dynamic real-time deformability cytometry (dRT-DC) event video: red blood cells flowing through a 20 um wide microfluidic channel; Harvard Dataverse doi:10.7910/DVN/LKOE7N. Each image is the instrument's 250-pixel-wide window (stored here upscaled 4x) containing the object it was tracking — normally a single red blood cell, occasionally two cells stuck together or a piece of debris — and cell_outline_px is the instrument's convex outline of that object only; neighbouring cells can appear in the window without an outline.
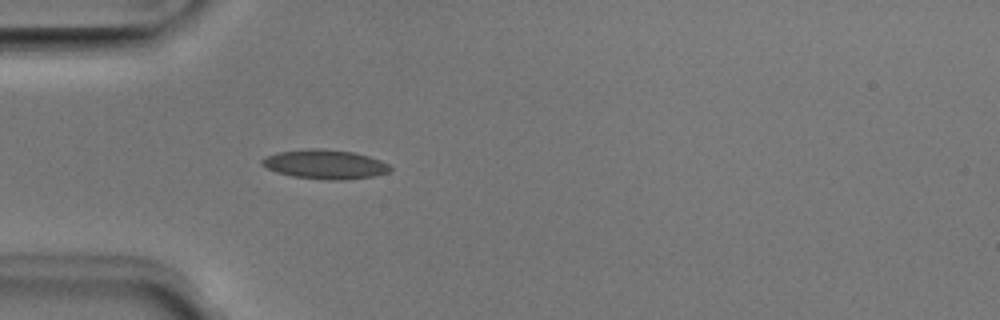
{"species": "Egyptian fruit bat (a non-hibernating species)", "species_latin": "Rousettus aegyptiacus", "temperature_condition": "room temperature", "stored_images_in_passage": 26, "camera_frame_rate_fps": 3000, "um_per_image_px": 0.085, "animal": {"sex": "male"}, "frame": {"image": 1, "passage_image": 1, "time_ms": 0.0, "image_size_px": [1000, 320], "cell_outline_px": [[392, 168], [388, 172], [372, 176], [344, 180], [328, 180], [292, 176], [276, 172], [260, 164], [260, 160], [264, 156], [276, 152], [308, 148], [324, 148], [352, 152], [368, 156], [380, 160], [388, 164]], "centroid_in_image_um": [27.57, 13.95], "position_along_channel_um": 57.4, "area_um2": 21.96}}
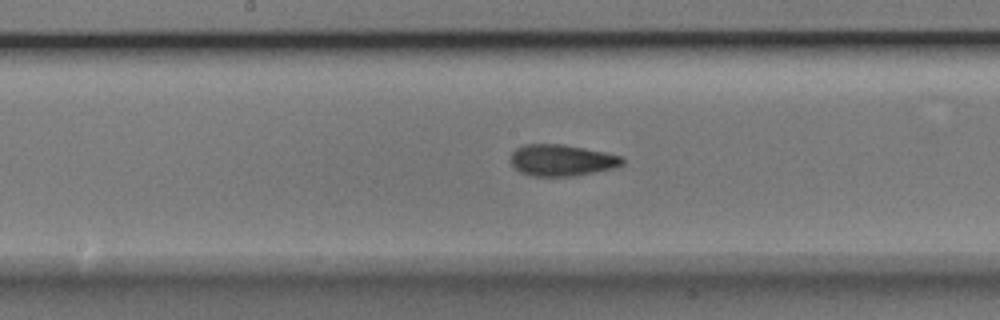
{"frame": {"image": 2, "passage_image": 12, "time_ms": 3.667, "image_size_px": [1000, 320], "cell_outline_px": [[624, 164], [616, 168], [576, 176], [532, 176], [520, 172], [512, 168], [512, 152], [516, 148], [524, 144], [564, 144], [624, 156]], "centroid_in_image_um": [47.78, 13.63], "position_along_channel_um": 200.4, "area_um2": 20.75}}
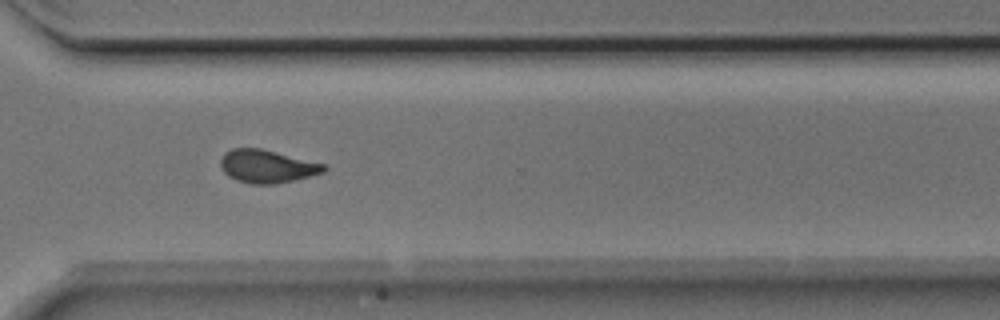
{"frame": {"image": 3, "passage_image": 23, "time_ms": 7.333, "image_size_px": [1000, 320], "cell_outline_px": [[328, 168], [324, 172], [276, 184], [252, 184], [236, 180], [228, 176], [220, 168], [220, 160], [224, 152], [232, 148], [260, 148], [324, 164]], "centroid_in_image_um": [22.64, 14.14], "position_along_channel_um": 348.0, "area_um2": 19.77}, "authors_computed_cell_mechanics": {"area_um2": 20.1433, "velocity_mm_per_s": 4.024, "shape_relaxation_time_tau1_ms": 4.5153, "shape_relaxation_time_tau2_ms": 2.071, "deformation_change_tau1": 0.1255, "deformation_change_tau2": 0.0673}}